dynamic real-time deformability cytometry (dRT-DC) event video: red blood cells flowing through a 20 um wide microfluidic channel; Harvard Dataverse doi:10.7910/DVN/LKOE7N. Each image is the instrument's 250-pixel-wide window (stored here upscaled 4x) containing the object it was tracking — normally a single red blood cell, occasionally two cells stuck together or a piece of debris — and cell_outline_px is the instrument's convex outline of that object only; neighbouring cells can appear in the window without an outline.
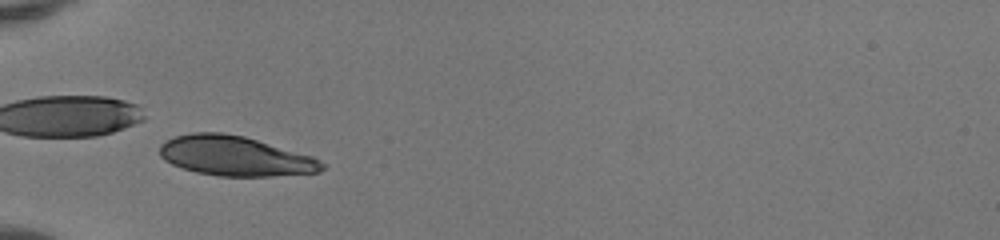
{"species": "human", "species_latin": "Homo sapiens", "temperature_condition": "room temperature", "stored_images_in_passage": 38, "camera_frame_rate_fps": 3000, "um_per_image_px": 0.085, "donor": {"sex": "female"}, "frame": {"image": 1, "passage_image": 7, "time_ms": 2.0, "image_size_px": [1000, 240], "cell_outline_px": [[324, 168], [320, 172], [272, 176], [220, 176], [196, 172], [172, 164], [164, 160], [160, 156], [160, 144], [164, 140], [176, 136], [192, 132], [220, 132], [244, 136], [312, 156], [320, 160], [324, 164]], "centroid_in_image_um": [19.97, 13.26], "position_along_channel_um": 65.0, "area_um2": 37.57}}
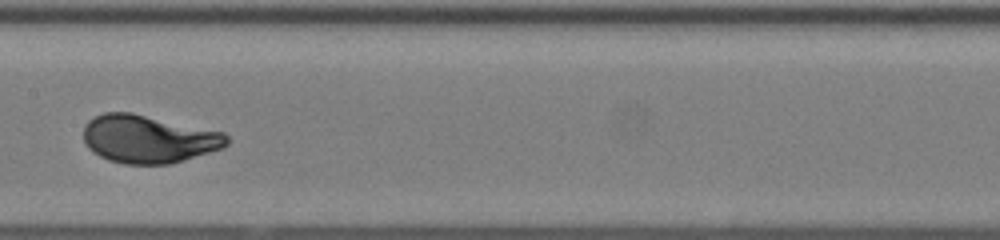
{"frame": {"image": 2, "passage_image": 17, "time_ms": 5.333, "image_size_px": [1000, 240], "cell_outline_px": [[228, 144], [224, 148], [184, 160], [168, 164], [124, 164], [108, 160], [92, 152], [88, 148], [84, 140], [84, 124], [88, 120], [104, 112], [132, 112], [224, 132], [228, 136]], "centroid_in_image_um": [12.62, 11.81], "position_along_channel_um": 194.8, "area_um2": 40.29}}
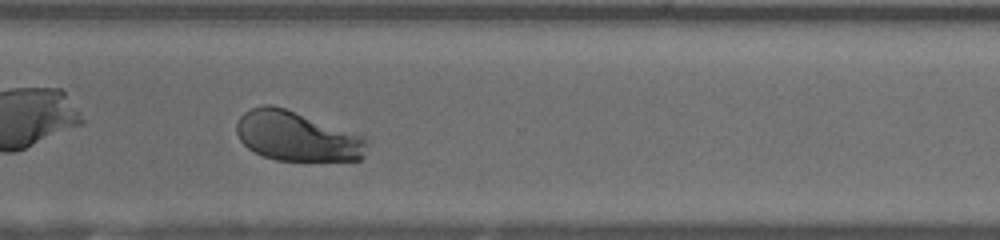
{"frame": {"image": 3, "passage_image": 28, "time_ms": 9.0, "image_size_px": [1000, 240], "cell_outline_px": [[368, 144], [364, 156], [360, 160], [276, 160], [264, 156], [248, 148], [240, 140], [236, 132], [236, 124], [240, 116], [244, 112], [252, 108], [264, 104], [272, 104], [284, 108], [364, 136], [368, 140]], "centroid_in_image_um": [25.23, 11.58], "position_along_channel_um": 345.4, "area_um2": 37.51}, "authors_computed_cell_mechanics": {"area_um2": 39.4774, "velocity_mm_per_s": 4.1096, "shape_relaxation_time_tau1_ms": 2.1578, "shape_relaxation_time_tau2_ms": null, "deformation_change_tau1": 0.1571, "deformation_change_tau2": null}}